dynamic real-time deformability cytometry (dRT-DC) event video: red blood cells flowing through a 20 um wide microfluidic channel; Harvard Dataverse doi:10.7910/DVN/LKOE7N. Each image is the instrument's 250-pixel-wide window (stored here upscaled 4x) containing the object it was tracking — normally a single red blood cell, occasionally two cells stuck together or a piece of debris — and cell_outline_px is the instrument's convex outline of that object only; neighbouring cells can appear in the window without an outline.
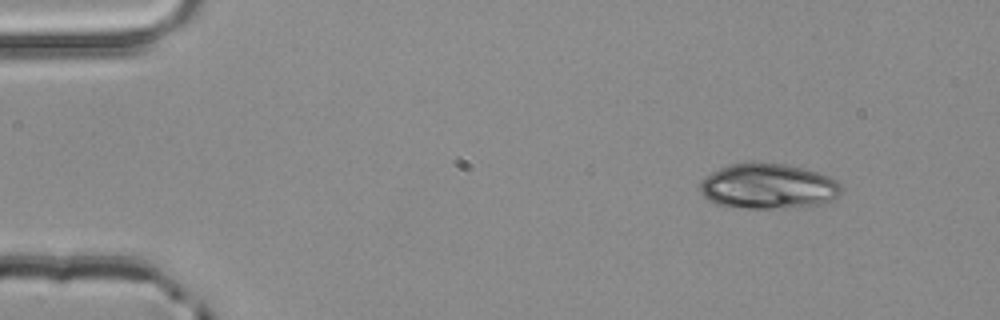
{"species": "common noctule bat (a hibernating species)", "species_latin": "Nyctalus noctula", "temperature_condition": "room temperature", "stored_images_in_passage": 3, "camera_frame_rate_fps": 3000, "um_per_image_px": 0.085, "animal": {"sex": "male", "body_mass_g": 20.4}, "frame": {"image": 1, "passage_image": 1, "time_ms": 0.0, "image_size_px": [1000, 320], "cell_outline_px": [[844, 192], [840, 196], [820, 204], [784, 208], [748, 208], [716, 204], [708, 200], [700, 192], [700, 180], [704, 176], [728, 164], [744, 160], [756, 160], [784, 164], [804, 168], [828, 176], [836, 180], [844, 188]], "centroid_in_image_um": [65.28, 15.8], "position_along_channel_um": 19.7, "area_um2": 38.09}}
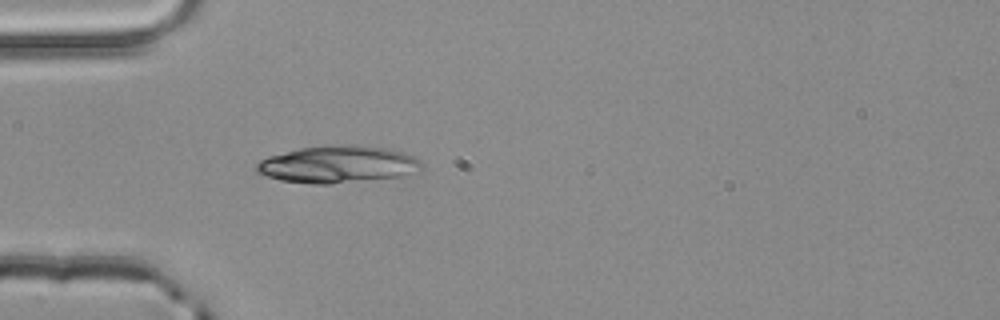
{"frame": {"image": 2, "passage_image": 3, "time_ms": 0.667, "image_size_px": [1000, 320], "cell_outline_px": [[424, 168], [400, 176], [332, 184], [316, 184], [280, 180], [256, 172], [256, 164], [260, 160], [268, 156], [300, 148], [328, 144], [356, 144], [384, 148], [404, 152], [416, 156], [424, 164]], "centroid_in_image_um": [28.73, 13.95], "position_along_channel_um": 56.3, "area_um2": 35.95}}